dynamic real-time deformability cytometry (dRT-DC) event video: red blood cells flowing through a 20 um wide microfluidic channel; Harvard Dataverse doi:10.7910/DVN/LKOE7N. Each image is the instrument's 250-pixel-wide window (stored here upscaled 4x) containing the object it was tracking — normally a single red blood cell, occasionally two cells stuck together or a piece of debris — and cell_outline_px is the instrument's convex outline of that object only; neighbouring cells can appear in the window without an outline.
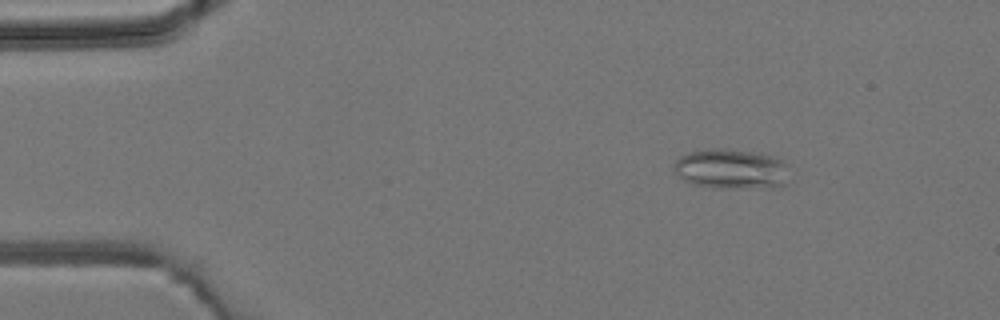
{"species": "common noctule bat (a hibernating species)", "species_latin": "Nyctalus noctula", "temperature_condition": "room temperature", "stored_images_in_passage": 4, "camera_frame_rate_fps": 3000, "um_per_image_px": 0.085, "animal": {"sex": "male", "body_mass_g": 19.2, "forearm_length_mm": 51.8}, "frame": {"image": 1, "passage_image": 2, "time_ms": 1.333, "image_size_px": [1000, 320], "cell_outline_px": [[788, 164], [784, 184], [776, 188], [712, 188], [692, 184], [684, 180], [676, 172], [676, 160], [680, 156], [692, 152], [708, 148], [720, 148], [748, 152], [768, 156], [780, 160]], "centroid_in_image_um": [62.14, 14.39], "position_along_channel_um": 22.9, "area_um2": 26.53}}